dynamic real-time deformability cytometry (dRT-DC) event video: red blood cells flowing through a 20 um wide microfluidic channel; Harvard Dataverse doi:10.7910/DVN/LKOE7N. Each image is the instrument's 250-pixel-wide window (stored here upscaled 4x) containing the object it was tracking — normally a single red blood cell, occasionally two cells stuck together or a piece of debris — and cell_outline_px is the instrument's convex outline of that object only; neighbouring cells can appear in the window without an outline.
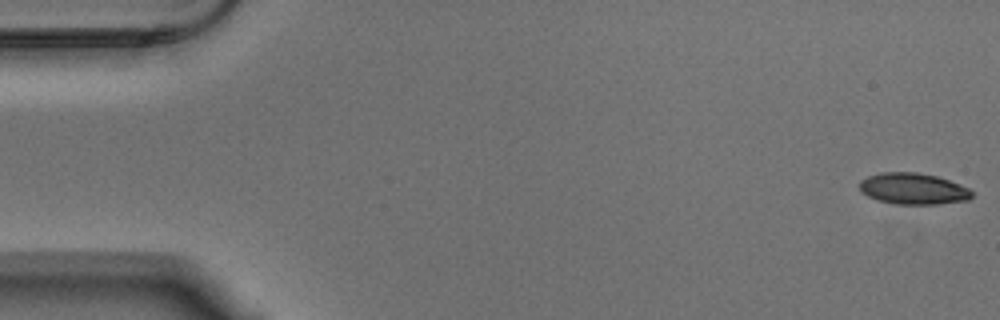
{"species": "Egyptian fruit bat (a non-hibernating species)", "species_latin": "Rousettus aegyptiacus", "temperature_condition": "warm", "stored_images_in_passage": 55, "camera_frame_rate_fps": 3000, "um_per_image_px": 0.085, "animal": {"sex": "male"}, "frame": {"image": 1, "passage_image": 1, "time_ms": 0.0, "image_size_px": [1000, 320], "cell_outline_px": [[972, 196], [968, 200], [936, 204], [896, 204], [876, 200], [860, 192], [860, 180], [868, 176], [880, 172], [916, 172], [936, 176], [948, 180], [968, 188], [972, 192]], "centroid_in_image_um": [77.58, 16.04], "position_along_channel_um": 7.4, "area_um2": 20.46}}
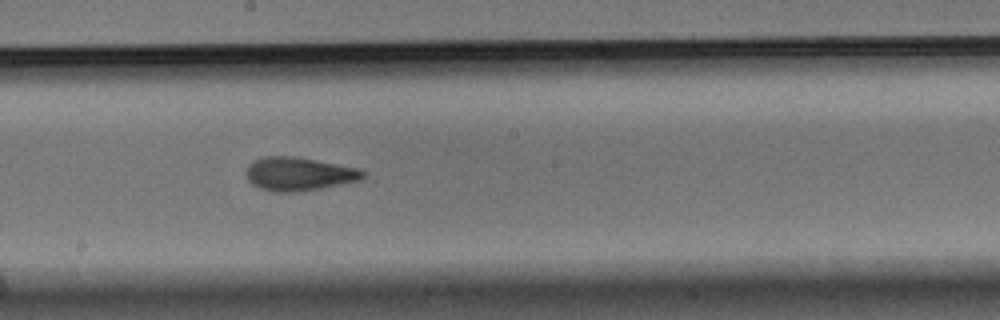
{"frame": {"image": 2, "passage_image": 30, "time_ms": 9.667, "image_size_px": [1000, 320], "cell_outline_px": [[364, 176], [360, 180], [320, 188], [296, 192], [276, 192], [260, 188], [252, 184], [248, 180], [244, 172], [248, 164], [252, 160], [264, 156], [292, 156], [360, 168], [364, 172]], "centroid_in_image_um": [25.34, 14.78], "position_along_channel_um": 222.9, "area_um2": 22.77}}
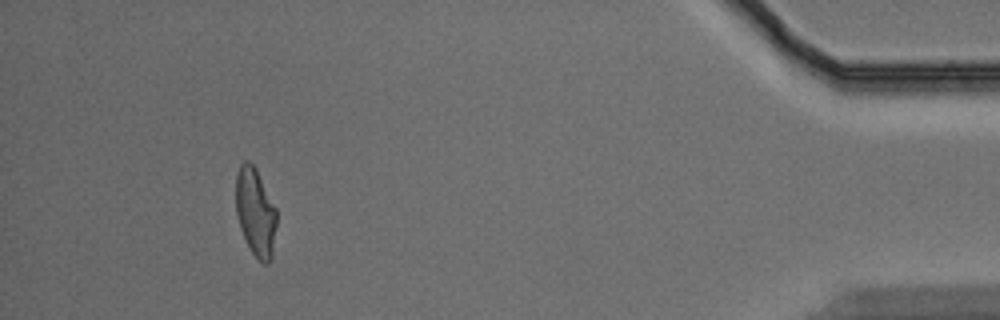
{"frame": {"image": 3, "passage_image": 51, "time_ms": 16.667, "image_size_px": [1000, 320], "cell_outline_px": [[276, 228], [272, 260], [268, 264], [264, 264], [252, 252], [240, 228], [236, 212], [236, 176], [240, 164], [244, 160], [248, 160], [256, 168], [276, 208]], "centroid_in_image_um": [21.72, 18.03], "position_along_channel_um": 413.5, "area_um2": 20.92}, "authors_computed_cell_mechanics": {"area_um2": 21.6172, "velocity_mm_per_s": 3.6439, "shape_relaxation_time_tau1_ms": 5.9888, "shape_relaxation_time_tau2_ms": 2.6868, "deformation_change_tau1": 0.1826, "deformation_change_tau2": 0.098}}